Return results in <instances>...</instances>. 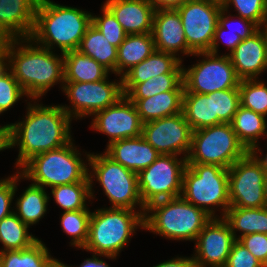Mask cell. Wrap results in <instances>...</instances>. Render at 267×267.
Returning <instances> with one entry per match:
<instances>
[{
	"instance_id": "3",
	"label": "cell",
	"mask_w": 267,
	"mask_h": 267,
	"mask_svg": "<svg viewBox=\"0 0 267 267\" xmlns=\"http://www.w3.org/2000/svg\"><path fill=\"white\" fill-rule=\"evenodd\" d=\"M92 15L77 8L62 6L50 0H38L35 11L34 28L27 43L52 49L57 45L64 54L77 50L88 27ZM41 43V44H40Z\"/></svg>"
},
{
	"instance_id": "19",
	"label": "cell",
	"mask_w": 267,
	"mask_h": 267,
	"mask_svg": "<svg viewBox=\"0 0 267 267\" xmlns=\"http://www.w3.org/2000/svg\"><path fill=\"white\" fill-rule=\"evenodd\" d=\"M236 75L242 79H255L267 69L265 38L259 28L249 38L242 40L228 55Z\"/></svg>"
},
{
	"instance_id": "31",
	"label": "cell",
	"mask_w": 267,
	"mask_h": 267,
	"mask_svg": "<svg viewBox=\"0 0 267 267\" xmlns=\"http://www.w3.org/2000/svg\"><path fill=\"white\" fill-rule=\"evenodd\" d=\"M182 113L193 131L213 126V92L184 93Z\"/></svg>"
},
{
	"instance_id": "32",
	"label": "cell",
	"mask_w": 267,
	"mask_h": 267,
	"mask_svg": "<svg viewBox=\"0 0 267 267\" xmlns=\"http://www.w3.org/2000/svg\"><path fill=\"white\" fill-rule=\"evenodd\" d=\"M28 227L15 211L0 220L1 251L23 250L32 246L39 239L28 233Z\"/></svg>"
},
{
	"instance_id": "40",
	"label": "cell",
	"mask_w": 267,
	"mask_h": 267,
	"mask_svg": "<svg viewBox=\"0 0 267 267\" xmlns=\"http://www.w3.org/2000/svg\"><path fill=\"white\" fill-rule=\"evenodd\" d=\"M102 11L103 16H92V24L101 31L110 44L118 48L127 34L105 5H103Z\"/></svg>"
},
{
	"instance_id": "53",
	"label": "cell",
	"mask_w": 267,
	"mask_h": 267,
	"mask_svg": "<svg viewBox=\"0 0 267 267\" xmlns=\"http://www.w3.org/2000/svg\"><path fill=\"white\" fill-rule=\"evenodd\" d=\"M9 40L10 39L0 29V55L4 53V50L6 49V46Z\"/></svg>"
},
{
	"instance_id": "1",
	"label": "cell",
	"mask_w": 267,
	"mask_h": 267,
	"mask_svg": "<svg viewBox=\"0 0 267 267\" xmlns=\"http://www.w3.org/2000/svg\"><path fill=\"white\" fill-rule=\"evenodd\" d=\"M71 119L62 105L29 104L23 122L7 125V148L19 146L16 166L22 167L35 155L68 144Z\"/></svg>"
},
{
	"instance_id": "21",
	"label": "cell",
	"mask_w": 267,
	"mask_h": 267,
	"mask_svg": "<svg viewBox=\"0 0 267 267\" xmlns=\"http://www.w3.org/2000/svg\"><path fill=\"white\" fill-rule=\"evenodd\" d=\"M105 153L136 174L150 166L161 155L142 135L114 141L107 146Z\"/></svg>"
},
{
	"instance_id": "11",
	"label": "cell",
	"mask_w": 267,
	"mask_h": 267,
	"mask_svg": "<svg viewBox=\"0 0 267 267\" xmlns=\"http://www.w3.org/2000/svg\"><path fill=\"white\" fill-rule=\"evenodd\" d=\"M203 61L191 68H183L184 93L208 94L215 91L239 88L240 78L228 55L218 56L209 52H196Z\"/></svg>"
},
{
	"instance_id": "27",
	"label": "cell",
	"mask_w": 267,
	"mask_h": 267,
	"mask_svg": "<svg viewBox=\"0 0 267 267\" xmlns=\"http://www.w3.org/2000/svg\"><path fill=\"white\" fill-rule=\"evenodd\" d=\"M117 49L97 27L91 24L77 50L116 74Z\"/></svg>"
},
{
	"instance_id": "45",
	"label": "cell",
	"mask_w": 267,
	"mask_h": 267,
	"mask_svg": "<svg viewBox=\"0 0 267 267\" xmlns=\"http://www.w3.org/2000/svg\"><path fill=\"white\" fill-rule=\"evenodd\" d=\"M223 32H225V29L217 24L209 53L217 55V47L219 45L218 40L222 38L224 34ZM254 33L255 32H234L233 34H231L226 40V45L230 48V53L242 40L249 38Z\"/></svg>"
},
{
	"instance_id": "56",
	"label": "cell",
	"mask_w": 267,
	"mask_h": 267,
	"mask_svg": "<svg viewBox=\"0 0 267 267\" xmlns=\"http://www.w3.org/2000/svg\"><path fill=\"white\" fill-rule=\"evenodd\" d=\"M265 200H266V207H267V175L265 176Z\"/></svg>"
},
{
	"instance_id": "6",
	"label": "cell",
	"mask_w": 267,
	"mask_h": 267,
	"mask_svg": "<svg viewBox=\"0 0 267 267\" xmlns=\"http://www.w3.org/2000/svg\"><path fill=\"white\" fill-rule=\"evenodd\" d=\"M72 145L70 141L60 148L35 155L21 167V178L31 179L32 184L43 188L90 181L89 169Z\"/></svg>"
},
{
	"instance_id": "23",
	"label": "cell",
	"mask_w": 267,
	"mask_h": 267,
	"mask_svg": "<svg viewBox=\"0 0 267 267\" xmlns=\"http://www.w3.org/2000/svg\"><path fill=\"white\" fill-rule=\"evenodd\" d=\"M182 60L176 55L158 50L131 68L123 77L122 83H142L149 78L165 73H183Z\"/></svg>"
},
{
	"instance_id": "30",
	"label": "cell",
	"mask_w": 267,
	"mask_h": 267,
	"mask_svg": "<svg viewBox=\"0 0 267 267\" xmlns=\"http://www.w3.org/2000/svg\"><path fill=\"white\" fill-rule=\"evenodd\" d=\"M265 116L255 113L254 111L239 106L236 114L230 123L238 140L249 151L267 128Z\"/></svg>"
},
{
	"instance_id": "8",
	"label": "cell",
	"mask_w": 267,
	"mask_h": 267,
	"mask_svg": "<svg viewBox=\"0 0 267 267\" xmlns=\"http://www.w3.org/2000/svg\"><path fill=\"white\" fill-rule=\"evenodd\" d=\"M248 152L231 124L222 123L194 130L190 152L185 157L187 164H215L229 169Z\"/></svg>"
},
{
	"instance_id": "34",
	"label": "cell",
	"mask_w": 267,
	"mask_h": 267,
	"mask_svg": "<svg viewBox=\"0 0 267 267\" xmlns=\"http://www.w3.org/2000/svg\"><path fill=\"white\" fill-rule=\"evenodd\" d=\"M49 257L48 249L41 240L23 250L0 251L3 267H43Z\"/></svg>"
},
{
	"instance_id": "12",
	"label": "cell",
	"mask_w": 267,
	"mask_h": 267,
	"mask_svg": "<svg viewBox=\"0 0 267 267\" xmlns=\"http://www.w3.org/2000/svg\"><path fill=\"white\" fill-rule=\"evenodd\" d=\"M266 173L248 152L228 169L230 207H266Z\"/></svg>"
},
{
	"instance_id": "24",
	"label": "cell",
	"mask_w": 267,
	"mask_h": 267,
	"mask_svg": "<svg viewBox=\"0 0 267 267\" xmlns=\"http://www.w3.org/2000/svg\"><path fill=\"white\" fill-rule=\"evenodd\" d=\"M184 91H167L145 99H130L142 123L182 112Z\"/></svg>"
},
{
	"instance_id": "13",
	"label": "cell",
	"mask_w": 267,
	"mask_h": 267,
	"mask_svg": "<svg viewBox=\"0 0 267 267\" xmlns=\"http://www.w3.org/2000/svg\"><path fill=\"white\" fill-rule=\"evenodd\" d=\"M187 46L194 52H209L218 16L222 10L221 0H189L178 9Z\"/></svg>"
},
{
	"instance_id": "9",
	"label": "cell",
	"mask_w": 267,
	"mask_h": 267,
	"mask_svg": "<svg viewBox=\"0 0 267 267\" xmlns=\"http://www.w3.org/2000/svg\"><path fill=\"white\" fill-rule=\"evenodd\" d=\"M87 158L93 171V174L88 173L91 197L93 196L92 178L96 176L95 178L102 185L105 195L112 202L111 208L135 210V205L139 204L145 213L146 207L139 195L136 173L115 162L105 152L104 155L87 154Z\"/></svg>"
},
{
	"instance_id": "46",
	"label": "cell",
	"mask_w": 267,
	"mask_h": 267,
	"mask_svg": "<svg viewBox=\"0 0 267 267\" xmlns=\"http://www.w3.org/2000/svg\"><path fill=\"white\" fill-rule=\"evenodd\" d=\"M225 11L226 10L222 8L218 16V25L224 29L227 26H229L228 24L230 22L229 17L224 16ZM239 19H240V23L242 22L243 27L237 28L235 32H256L259 29V27L255 23H253L251 20H248L242 17H239Z\"/></svg>"
},
{
	"instance_id": "29",
	"label": "cell",
	"mask_w": 267,
	"mask_h": 267,
	"mask_svg": "<svg viewBox=\"0 0 267 267\" xmlns=\"http://www.w3.org/2000/svg\"><path fill=\"white\" fill-rule=\"evenodd\" d=\"M223 218L229 224L236 240L235 230L241 231L240 237L251 233L267 234V207H229Z\"/></svg>"
},
{
	"instance_id": "15",
	"label": "cell",
	"mask_w": 267,
	"mask_h": 267,
	"mask_svg": "<svg viewBox=\"0 0 267 267\" xmlns=\"http://www.w3.org/2000/svg\"><path fill=\"white\" fill-rule=\"evenodd\" d=\"M192 132L182 112L142 125V137L161 155L189 154Z\"/></svg>"
},
{
	"instance_id": "18",
	"label": "cell",
	"mask_w": 267,
	"mask_h": 267,
	"mask_svg": "<svg viewBox=\"0 0 267 267\" xmlns=\"http://www.w3.org/2000/svg\"><path fill=\"white\" fill-rule=\"evenodd\" d=\"M152 35L155 50L173 55L178 51L194 54L187 46L181 17L176 9L155 10Z\"/></svg>"
},
{
	"instance_id": "49",
	"label": "cell",
	"mask_w": 267,
	"mask_h": 267,
	"mask_svg": "<svg viewBox=\"0 0 267 267\" xmlns=\"http://www.w3.org/2000/svg\"><path fill=\"white\" fill-rule=\"evenodd\" d=\"M80 267H109V265L103 261L102 259L100 260L99 257H96V254L93 255V258L91 259H86Z\"/></svg>"
},
{
	"instance_id": "37",
	"label": "cell",
	"mask_w": 267,
	"mask_h": 267,
	"mask_svg": "<svg viewBox=\"0 0 267 267\" xmlns=\"http://www.w3.org/2000/svg\"><path fill=\"white\" fill-rule=\"evenodd\" d=\"M240 106L266 117L267 87L255 79H242L239 83Z\"/></svg>"
},
{
	"instance_id": "20",
	"label": "cell",
	"mask_w": 267,
	"mask_h": 267,
	"mask_svg": "<svg viewBox=\"0 0 267 267\" xmlns=\"http://www.w3.org/2000/svg\"><path fill=\"white\" fill-rule=\"evenodd\" d=\"M104 5L127 35L152 33L155 7L149 0H107Z\"/></svg>"
},
{
	"instance_id": "52",
	"label": "cell",
	"mask_w": 267,
	"mask_h": 267,
	"mask_svg": "<svg viewBox=\"0 0 267 267\" xmlns=\"http://www.w3.org/2000/svg\"><path fill=\"white\" fill-rule=\"evenodd\" d=\"M43 267H70L62 262H59L57 259L52 258L51 256L46 260Z\"/></svg>"
},
{
	"instance_id": "4",
	"label": "cell",
	"mask_w": 267,
	"mask_h": 267,
	"mask_svg": "<svg viewBox=\"0 0 267 267\" xmlns=\"http://www.w3.org/2000/svg\"><path fill=\"white\" fill-rule=\"evenodd\" d=\"M149 212L151 215H147ZM211 218L203 209L179 196L149 204L144 214L143 229L169 239L196 240Z\"/></svg>"
},
{
	"instance_id": "50",
	"label": "cell",
	"mask_w": 267,
	"mask_h": 267,
	"mask_svg": "<svg viewBox=\"0 0 267 267\" xmlns=\"http://www.w3.org/2000/svg\"><path fill=\"white\" fill-rule=\"evenodd\" d=\"M258 144L254 145L250 150L249 153L255 158V160L260 164V166L262 167V169L265 171L266 175H267V155L265 156V158H258V156H256L257 152L256 151H260V149H258Z\"/></svg>"
},
{
	"instance_id": "26",
	"label": "cell",
	"mask_w": 267,
	"mask_h": 267,
	"mask_svg": "<svg viewBox=\"0 0 267 267\" xmlns=\"http://www.w3.org/2000/svg\"><path fill=\"white\" fill-rule=\"evenodd\" d=\"M63 57L64 82H97L108 77L107 68L78 50L65 52Z\"/></svg>"
},
{
	"instance_id": "33",
	"label": "cell",
	"mask_w": 267,
	"mask_h": 267,
	"mask_svg": "<svg viewBox=\"0 0 267 267\" xmlns=\"http://www.w3.org/2000/svg\"><path fill=\"white\" fill-rule=\"evenodd\" d=\"M49 198L43 187L31 184L17 199L15 214L27 226L36 224L46 213Z\"/></svg>"
},
{
	"instance_id": "55",
	"label": "cell",
	"mask_w": 267,
	"mask_h": 267,
	"mask_svg": "<svg viewBox=\"0 0 267 267\" xmlns=\"http://www.w3.org/2000/svg\"><path fill=\"white\" fill-rule=\"evenodd\" d=\"M6 65L4 55H0V70Z\"/></svg>"
},
{
	"instance_id": "22",
	"label": "cell",
	"mask_w": 267,
	"mask_h": 267,
	"mask_svg": "<svg viewBox=\"0 0 267 267\" xmlns=\"http://www.w3.org/2000/svg\"><path fill=\"white\" fill-rule=\"evenodd\" d=\"M38 0H0V29L9 39L29 38Z\"/></svg>"
},
{
	"instance_id": "39",
	"label": "cell",
	"mask_w": 267,
	"mask_h": 267,
	"mask_svg": "<svg viewBox=\"0 0 267 267\" xmlns=\"http://www.w3.org/2000/svg\"><path fill=\"white\" fill-rule=\"evenodd\" d=\"M222 8L228 11L233 4L239 17L251 20L259 28L267 24V0H221Z\"/></svg>"
},
{
	"instance_id": "41",
	"label": "cell",
	"mask_w": 267,
	"mask_h": 267,
	"mask_svg": "<svg viewBox=\"0 0 267 267\" xmlns=\"http://www.w3.org/2000/svg\"><path fill=\"white\" fill-rule=\"evenodd\" d=\"M9 68L0 70V114L7 111L22 96L26 95Z\"/></svg>"
},
{
	"instance_id": "17",
	"label": "cell",
	"mask_w": 267,
	"mask_h": 267,
	"mask_svg": "<svg viewBox=\"0 0 267 267\" xmlns=\"http://www.w3.org/2000/svg\"><path fill=\"white\" fill-rule=\"evenodd\" d=\"M92 128L110 136L114 141L142 135V121L135 104L123 95L115 104L94 114Z\"/></svg>"
},
{
	"instance_id": "35",
	"label": "cell",
	"mask_w": 267,
	"mask_h": 267,
	"mask_svg": "<svg viewBox=\"0 0 267 267\" xmlns=\"http://www.w3.org/2000/svg\"><path fill=\"white\" fill-rule=\"evenodd\" d=\"M51 189L56 203L65 212L87 209L85 200L91 197L90 181L58 185Z\"/></svg>"
},
{
	"instance_id": "54",
	"label": "cell",
	"mask_w": 267,
	"mask_h": 267,
	"mask_svg": "<svg viewBox=\"0 0 267 267\" xmlns=\"http://www.w3.org/2000/svg\"><path fill=\"white\" fill-rule=\"evenodd\" d=\"M262 31H263L264 38H265V46H266V64H267V24L264 25Z\"/></svg>"
},
{
	"instance_id": "28",
	"label": "cell",
	"mask_w": 267,
	"mask_h": 267,
	"mask_svg": "<svg viewBox=\"0 0 267 267\" xmlns=\"http://www.w3.org/2000/svg\"><path fill=\"white\" fill-rule=\"evenodd\" d=\"M129 99H145L167 91H185L183 73H165L142 83H122Z\"/></svg>"
},
{
	"instance_id": "43",
	"label": "cell",
	"mask_w": 267,
	"mask_h": 267,
	"mask_svg": "<svg viewBox=\"0 0 267 267\" xmlns=\"http://www.w3.org/2000/svg\"><path fill=\"white\" fill-rule=\"evenodd\" d=\"M237 240L267 267V234L251 233L238 237Z\"/></svg>"
},
{
	"instance_id": "36",
	"label": "cell",
	"mask_w": 267,
	"mask_h": 267,
	"mask_svg": "<svg viewBox=\"0 0 267 267\" xmlns=\"http://www.w3.org/2000/svg\"><path fill=\"white\" fill-rule=\"evenodd\" d=\"M91 214L88 209L64 211L62 214V229L72 237L73 242L71 245L82 249L86 245L89 236Z\"/></svg>"
},
{
	"instance_id": "38",
	"label": "cell",
	"mask_w": 267,
	"mask_h": 267,
	"mask_svg": "<svg viewBox=\"0 0 267 267\" xmlns=\"http://www.w3.org/2000/svg\"><path fill=\"white\" fill-rule=\"evenodd\" d=\"M239 106V88L213 92V125L231 123Z\"/></svg>"
},
{
	"instance_id": "47",
	"label": "cell",
	"mask_w": 267,
	"mask_h": 267,
	"mask_svg": "<svg viewBox=\"0 0 267 267\" xmlns=\"http://www.w3.org/2000/svg\"><path fill=\"white\" fill-rule=\"evenodd\" d=\"M155 10H169L178 9L180 6L188 2L189 0H149Z\"/></svg>"
},
{
	"instance_id": "7",
	"label": "cell",
	"mask_w": 267,
	"mask_h": 267,
	"mask_svg": "<svg viewBox=\"0 0 267 267\" xmlns=\"http://www.w3.org/2000/svg\"><path fill=\"white\" fill-rule=\"evenodd\" d=\"M181 196L215 217L210 207L222 206L224 215L230 207L228 169L215 164H187L183 172ZM209 206V207H208Z\"/></svg>"
},
{
	"instance_id": "25",
	"label": "cell",
	"mask_w": 267,
	"mask_h": 267,
	"mask_svg": "<svg viewBox=\"0 0 267 267\" xmlns=\"http://www.w3.org/2000/svg\"><path fill=\"white\" fill-rule=\"evenodd\" d=\"M154 50L152 33L127 35L117 49L116 74L121 75L122 78L131 68L150 56Z\"/></svg>"
},
{
	"instance_id": "2",
	"label": "cell",
	"mask_w": 267,
	"mask_h": 267,
	"mask_svg": "<svg viewBox=\"0 0 267 267\" xmlns=\"http://www.w3.org/2000/svg\"><path fill=\"white\" fill-rule=\"evenodd\" d=\"M23 38L10 39L4 50L5 66L10 70L27 97L37 99L55 83H64V57L55 55L48 48L38 44L20 45Z\"/></svg>"
},
{
	"instance_id": "5",
	"label": "cell",
	"mask_w": 267,
	"mask_h": 267,
	"mask_svg": "<svg viewBox=\"0 0 267 267\" xmlns=\"http://www.w3.org/2000/svg\"><path fill=\"white\" fill-rule=\"evenodd\" d=\"M144 214L126 208L96 210L90 217L84 250L115 259L137 226L144 228Z\"/></svg>"
},
{
	"instance_id": "42",
	"label": "cell",
	"mask_w": 267,
	"mask_h": 267,
	"mask_svg": "<svg viewBox=\"0 0 267 267\" xmlns=\"http://www.w3.org/2000/svg\"><path fill=\"white\" fill-rule=\"evenodd\" d=\"M224 267H265L248 249L236 240Z\"/></svg>"
},
{
	"instance_id": "51",
	"label": "cell",
	"mask_w": 267,
	"mask_h": 267,
	"mask_svg": "<svg viewBox=\"0 0 267 267\" xmlns=\"http://www.w3.org/2000/svg\"><path fill=\"white\" fill-rule=\"evenodd\" d=\"M7 148V125L0 127V151Z\"/></svg>"
},
{
	"instance_id": "48",
	"label": "cell",
	"mask_w": 267,
	"mask_h": 267,
	"mask_svg": "<svg viewBox=\"0 0 267 267\" xmlns=\"http://www.w3.org/2000/svg\"><path fill=\"white\" fill-rule=\"evenodd\" d=\"M153 267H195L193 258H174L172 260L165 261L163 263L157 264Z\"/></svg>"
},
{
	"instance_id": "16",
	"label": "cell",
	"mask_w": 267,
	"mask_h": 267,
	"mask_svg": "<svg viewBox=\"0 0 267 267\" xmlns=\"http://www.w3.org/2000/svg\"><path fill=\"white\" fill-rule=\"evenodd\" d=\"M235 241L227 221L212 217L196 238L195 267H224Z\"/></svg>"
},
{
	"instance_id": "10",
	"label": "cell",
	"mask_w": 267,
	"mask_h": 267,
	"mask_svg": "<svg viewBox=\"0 0 267 267\" xmlns=\"http://www.w3.org/2000/svg\"><path fill=\"white\" fill-rule=\"evenodd\" d=\"M186 158L179 161L176 155H160L137 174L139 195L145 207L156 201L181 196Z\"/></svg>"
},
{
	"instance_id": "44",
	"label": "cell",
	"mask_w": 267,
	"mask_h": 267,
	"mask_svg": "<svg viewBox=\"0 0 267 267\" xmlns=\"http://www.w3.org/2000/svg\"><path fill=\"white\" fill-rule=\"evenodd\" d=\"M20 176L21 173L18 172L17 175L0 180V220L14 212L10 210V205L12 199H14L17 189L16 182L21 178Z\"/></svg>"
},
{
	"instance_id": "14",
	"label": "cell",
	"mask_w": 267,
	"mask_h": 267,
	"mask_svg": "<svg viewBox=\"0 0 267 267\" xmlns=\"http://www.w3.org/2000/svg\"><path fill=\"white\" fill-rule=\"evenodd\" d=\"M108 78L97 82H64L62 89L71 101L72 109L62 106L70 117H84L106 109L123 97L122 78L109 82Z\"/></svg>"
}]
</instances>
